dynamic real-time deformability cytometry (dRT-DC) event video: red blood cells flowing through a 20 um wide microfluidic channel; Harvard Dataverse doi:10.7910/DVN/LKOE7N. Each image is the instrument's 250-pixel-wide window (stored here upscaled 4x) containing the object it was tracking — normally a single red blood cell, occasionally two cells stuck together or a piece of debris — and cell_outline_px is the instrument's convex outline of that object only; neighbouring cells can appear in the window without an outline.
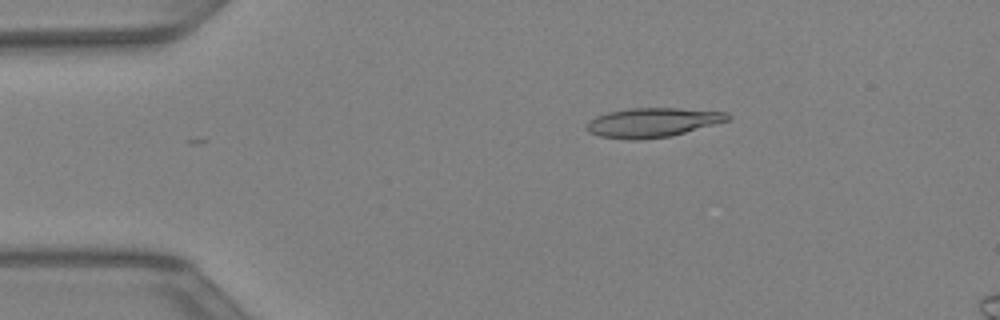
{"species": "Egyptian fruit bat (a non-hibernating species)", "species_latin": "Rousettus aegyptiacus", "temperature_condition": "warm", "stored_images_in_passage": 38, "camera_frame_rate_fps": 3000, "um_per_image_px": 0.085, "animal": {"sex": "female"}, "frame": {"image": 1, "passage_image": 8, "time_ms": 2.333, "image_size_px": [1000, 320], "cell_outline_px": [[732, 116], [728, 120], [672, 136], [636, 140], [632, 140], [600, 136], [588, 132], [584, 128], [588, 120], [596, 116], [608, 112], [628, 108], [676, 108], [728, 112]], "centroid_in_image_um": [55.43, 10.41], "position_along_channel_um": 29.6, "area_um2": 24.16}}
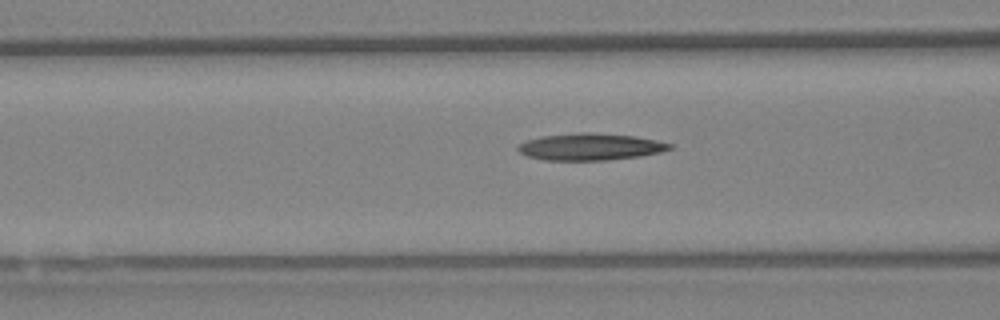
{"frame": {"image": 2, "passage_image": 17, "time_ms": 5.333, "image_size_px": [1000, 320], "cell_outline_px": [[672, 148], [660, 152], [640, 156], [608, 160], [544, 160], [528, 156], [520, 152], [516, 148], [524, 140], [540, 136], [580, 132], [592, 132], [636, 136], [656, 140], [672, 144]], "centroid_in_image_um": [50.15, 12.47], "position_along_channel_um": 116.4, "area_um2": 23.87}}
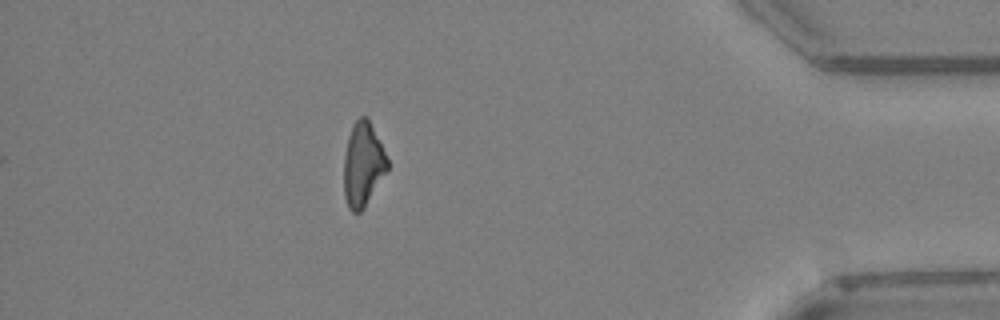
{"frame": {"image": 3, "passage_image": 38, "time_ms": 12.333, "image_size_px": [1000, 320], "cell_outline_px": [[388, 168], [364, 208], [360, 212], [352, 212], [348, 208], [344, 196], [344, 156], [348, 136], [352, 124], [360, 116], [368, 116], [388, 160]], "centroid_in_image_um": [30.83, 13.96], "position_along_channel_um": 404.4, "area_um2": 21.27}}